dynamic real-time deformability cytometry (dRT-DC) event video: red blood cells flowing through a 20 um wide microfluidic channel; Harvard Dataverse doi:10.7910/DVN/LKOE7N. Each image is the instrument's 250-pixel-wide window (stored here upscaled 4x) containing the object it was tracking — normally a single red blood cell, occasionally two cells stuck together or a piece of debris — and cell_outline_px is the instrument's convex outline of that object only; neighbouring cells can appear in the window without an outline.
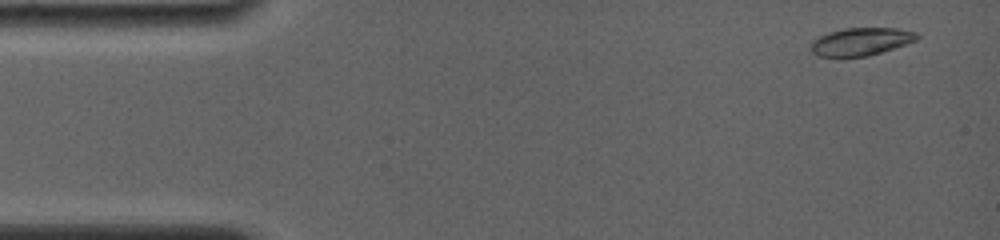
{"species": "common noctule bat (a hibernating species)", "species_latin": "Nyctalus noctula", "temperature_condition": "room temperature", "stored_images_in_passage": 4, "camera_frame_rate_fps": 4000, "um_per_image_px": 0.085, "animal": {"sex": "female", "body_mass_g": 19.0, "forearm_length_mm": 56.7}, "frame": {"image": 1, "passage_image": 1, "time_ms": 0.0, "image_size_px": [1000, 240], "cell_outline_px": [[920, 36], [916, 40], [868, 56], [816, 56], [812, 52], [808, 44], [812, 40], [828, 32], [844, 28], [896, 28], [916, 32]], "centroid_in_image_um": [73.12, 3.52], "position_along_channel_um": 11.9, "area_um2": 17.05}}
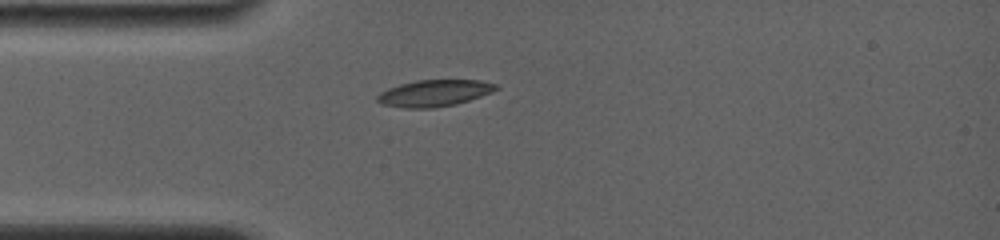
{"frame": {"image": 2, "passage_image": 4, "time_ms": 3.5, "image_size_px": [1000, 240], "cell_outline_px": [[500, 88], [492, 92], [456, 104], [432, 108], [400, 108], [380, 104], [376, 100], [376, 96], [380, 92], [388, 88], [400, 84], [416, 80], [480, 80], [500, 84]], "centroid_in_image_um": [36.9, 7.91], "position_along_channel_um": 48.1, "area_um2": 18.61}}